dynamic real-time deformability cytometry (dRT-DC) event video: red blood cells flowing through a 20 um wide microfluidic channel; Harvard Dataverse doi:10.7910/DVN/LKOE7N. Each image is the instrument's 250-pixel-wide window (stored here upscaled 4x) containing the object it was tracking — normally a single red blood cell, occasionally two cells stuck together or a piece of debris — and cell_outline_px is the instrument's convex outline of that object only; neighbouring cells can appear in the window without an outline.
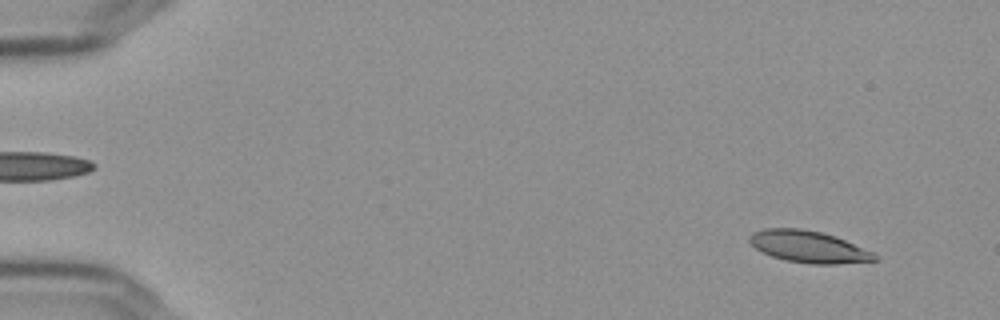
{"species": "Egyptian fruit bat (a non-hibernating species)", "species_latin": "Rousettus aegyptiacus", "temperature_condition": "cold", "stored_images_in_passage": 56, "camera_frame_rate_fps": 3000, "um_per_image_px": 0.085, "frame": {"image": 1, "passage_image": 4, "time_ms": 1.0, "image_size_px": [1000, 320], "cell_outline_px": [[880, 260], [836, 264], [812, 264], [784, 260], [772, 256], [756, 248], [748, 240], [748, 236], [752, 232], [764, 228], [800, 228], [820, 232], [844, 240], [872, 252], [880, 256]], "centroid_in_image_um": [68.72, 20.98], "position_along_channel_um": 16.3, "area_um2": 23.06}}
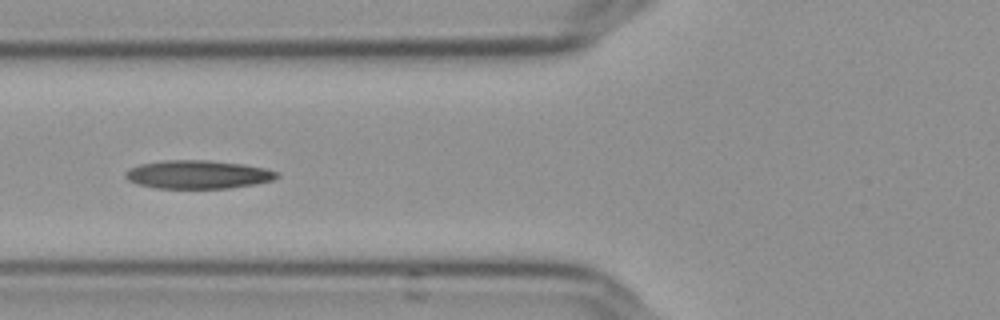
{"frame": {"image": 2, "passage_image": 22, "time_ms": 7.0, "image_size_px": [1000, 320], "cell_outline_px": [[280, 176], [272, 180], [256, 184], [228, 188], [156, 188], [136, 184], [128, 180], [124, 176], [124, 172], [128, 168], [140, 164], [164, 160], [208, 160], [244, 164], [264, 168], [276, 172]], "centroid_in_image_um": [16.78, 14.83], "position_along_channel_um": 109.0, "area_um2": 25.14}}
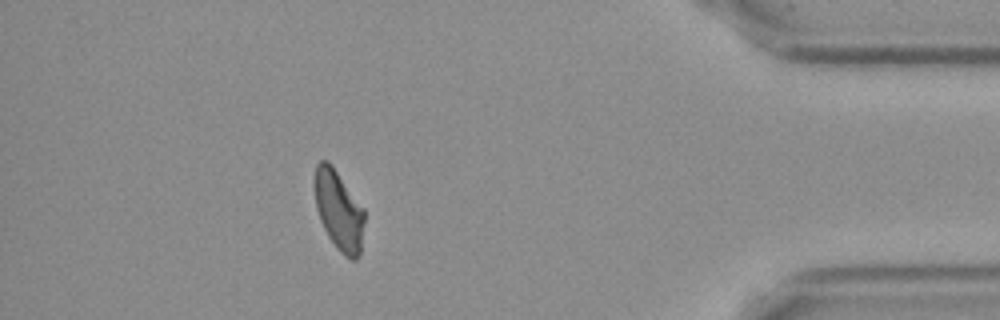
{"frame": {"image": 3, "passage_image": 50, "time_ms": 16.333, "image_size_px": [1000, 320], "cell_outline_px": [[364, 224], [360, 252], [356, 260], [352, 260], [344, 256], [336, 248], [328, 236], [320, 220], [316, 208], [312, 184], [312, 180], [316, 164], [320, 160], [328, 160], [332, 164], [364, 208]], "centroid_in_image_um": [28.76, 17.83], "position_along_channel_um": 406.4, "area_um2": 23.7}, "authors_computed_cell_mechanics": {"area_um2": 23.987, "velocity_mm_per_s": 3.63, "shape_relaxation_time_tau1_ms": 8.9659, "shape_relaxation_time_tau2_ms": 4.0286, "deformation_change_tau1": 0.2017, "deformation_change_tau2": 0.1124}}